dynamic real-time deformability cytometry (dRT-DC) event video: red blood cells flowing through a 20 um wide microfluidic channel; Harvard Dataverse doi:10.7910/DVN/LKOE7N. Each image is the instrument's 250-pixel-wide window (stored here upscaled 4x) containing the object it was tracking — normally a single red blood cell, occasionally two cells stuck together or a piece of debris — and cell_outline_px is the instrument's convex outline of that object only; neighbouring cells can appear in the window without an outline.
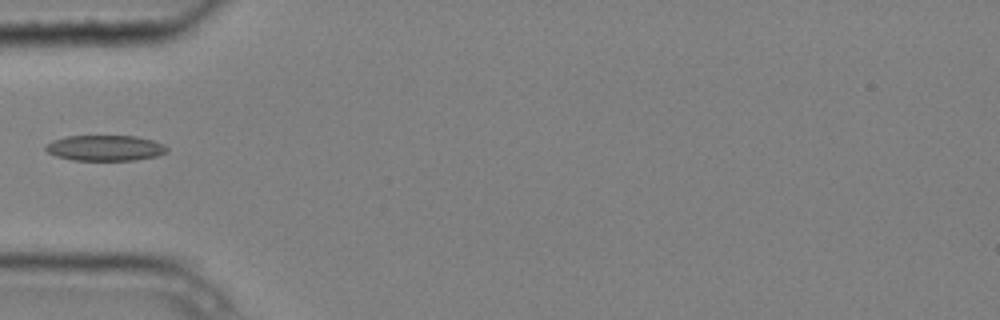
{"species": "common noctule bat (a hibernating species)", "species_latin": "Nyctalus noctula", "temperature_condition": "cold", "stored_images_in_passage": 4, "camera_frame_rate_fps": 3000, "um_per_image_px": 0.085, "animal": {"sex": "male", "body_mass_g": 20.4}, "frame": {"image": 1, "passage_image": 4, "time_ms": 1.0, "image_size_px": [1000, 320], "cell_outline_px": [[168, 152], [156, 156], [136, 160], [72, 160], [56, 156], [48, 152], [44, 148], [44, 144], [52, 140], [64, 136], [136, 136], [152, 140], [164, 144], [168, 148]], "centroid_in_image_um": [8.91, 12.57], "position_along_channel_um": 76.1, "area_um2": 18.26}}